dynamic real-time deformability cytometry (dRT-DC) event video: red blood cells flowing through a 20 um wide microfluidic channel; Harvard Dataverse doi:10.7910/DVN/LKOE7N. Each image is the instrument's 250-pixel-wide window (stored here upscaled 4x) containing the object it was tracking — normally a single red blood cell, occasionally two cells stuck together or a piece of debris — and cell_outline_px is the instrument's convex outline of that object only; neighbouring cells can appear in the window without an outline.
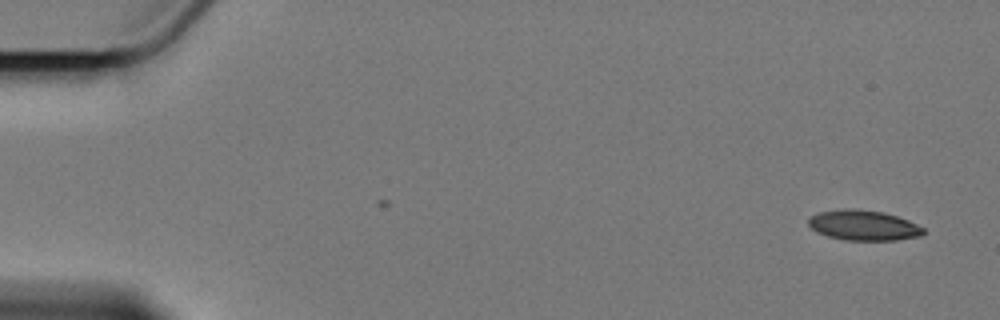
{"species": "Egyptian fruit bat (a non-hibernating species)", "species_latin": "Rousettus aegyptiacus", "temperature_condition": "cold", "stored_images_in_passage": 3, "camera_frame_rate_fps": 3000, "um_per_image_px": 0.085, "animal": {"sex": "female"}, "frame": {"image": 1, "passage_image": 1, "time_ms": 0.0, "image_size_px": [1000, 320], "cell_outline_px": [[924, 232], [920, 236], [896, 240], [844, 240], [828, 236], [816, 232], [808, 224], [808, 220], [812, 216], [820, 212], [844, 208], [856, 208], [884, 212], [908, 220], [924, 228]], "centroid_in_image_um": [73.39, 19.15], "position_along_channel_um": 11.6, "area_um2": 20.23}}